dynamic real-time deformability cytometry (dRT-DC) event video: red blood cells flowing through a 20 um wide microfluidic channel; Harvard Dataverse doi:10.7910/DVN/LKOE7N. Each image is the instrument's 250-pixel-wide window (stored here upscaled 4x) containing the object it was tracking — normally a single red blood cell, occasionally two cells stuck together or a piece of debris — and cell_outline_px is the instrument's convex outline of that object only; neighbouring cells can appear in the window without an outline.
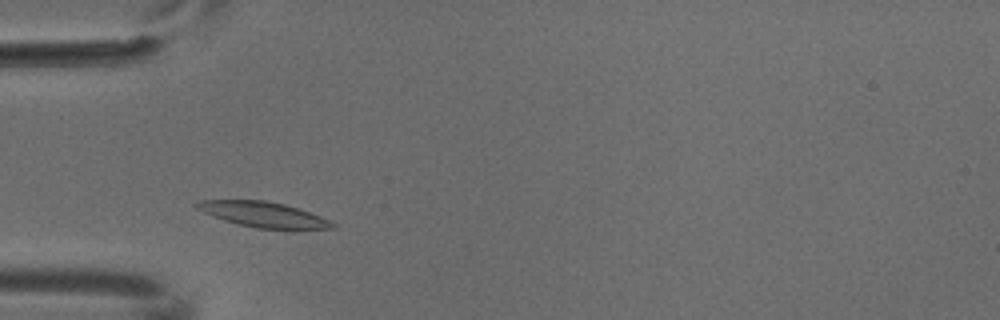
{"species": "common noctule bat (a hibernating species)", "species_latin": "Nyctalus noctula", "temperature_condition": "cold", "stored_images_in_passage": 3, "camera_frame_rate_fps": 3000, "um_per_image_px": 0.085, "animal": {"sex": "male", "body_mass_g": 18.8}, "frame": {"image": 1, "passage_image": 2, "time_ms": 0.333, "image_size_px": [1000, 320], "cell_outline_px": [[336, 228], [288, 232], [256, 228], [224, 220], [212, 216], [196, 208], [192, 204], [200, 200], [264, 200], [284, 204], [300, 208], [320, 216], [336, 224]], "centroid_in_image_um": [22.49, 18.28], "position_along_channel_um": 62.5, "area_um2": 20.87}}
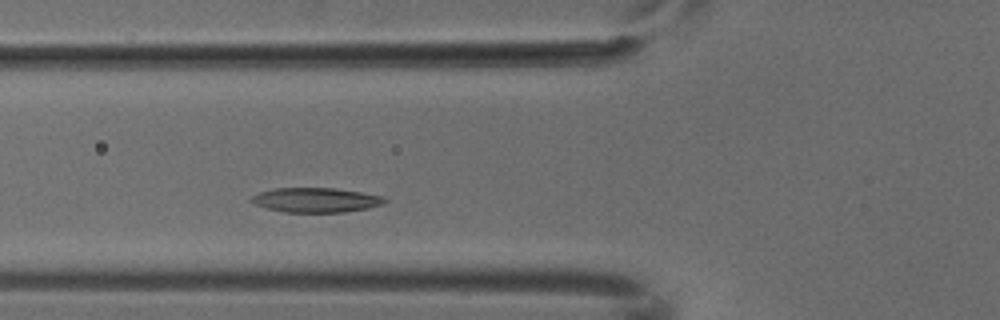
{"frame": {"image": 2, "passage_image": 3, "time_ms": 0.667, "image_size_px": [1000, 320], "cell_outline_px": [[388, 200], [384, 204], [368, 208], [344, 212], [284, 212], [268, 208], [256, 204], [248, 200], [252, 196], [260, 192], [272, 188], [332, 188], [360, 192], [384, 196]], "centroid_in_image_um": [26.87, 17.0], "position_along_channel_um": 98.9, "area_um2": 19.07}}